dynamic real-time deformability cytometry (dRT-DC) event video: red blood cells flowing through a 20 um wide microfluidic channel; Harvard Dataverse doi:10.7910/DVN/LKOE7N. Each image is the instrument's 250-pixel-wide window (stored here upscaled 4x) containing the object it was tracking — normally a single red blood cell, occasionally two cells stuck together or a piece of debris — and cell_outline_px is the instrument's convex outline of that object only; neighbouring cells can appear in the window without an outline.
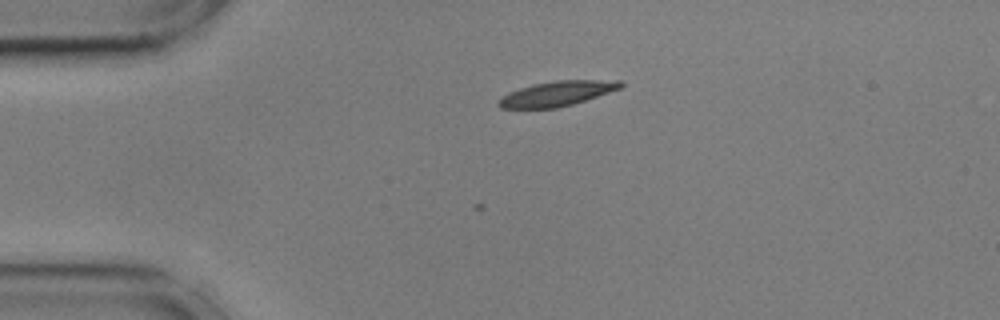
{"species": "common noctule bat (a hibernating species)", "species_latin": "Nyctalus noctula", "temperature_condition": "cold", "stored_images_in_passage": 2, "camera_frame_rate_fps": 3000, "um_per_image_px": 0.085, "animal": {"sex": "male", "body_mass_g": 17.9, "forearm_length_mm": 54.2}, "frame": {"image": 1, "passage_image": 2, "time_ms": 0.333, "image_size_px": [1000, 320], "cell_outline_px": [[624, 84], [620, 88], [572, 104], [556, 108], [500, 108], [496, 104], [496, 100], [500, 96], [508, 92], [532, 84], [556, 80], [620, 80]], "centroid_in_image_um": [47.26, 7.95], "position_along_channel_um": 37.7, "area_um2": 17.69}}